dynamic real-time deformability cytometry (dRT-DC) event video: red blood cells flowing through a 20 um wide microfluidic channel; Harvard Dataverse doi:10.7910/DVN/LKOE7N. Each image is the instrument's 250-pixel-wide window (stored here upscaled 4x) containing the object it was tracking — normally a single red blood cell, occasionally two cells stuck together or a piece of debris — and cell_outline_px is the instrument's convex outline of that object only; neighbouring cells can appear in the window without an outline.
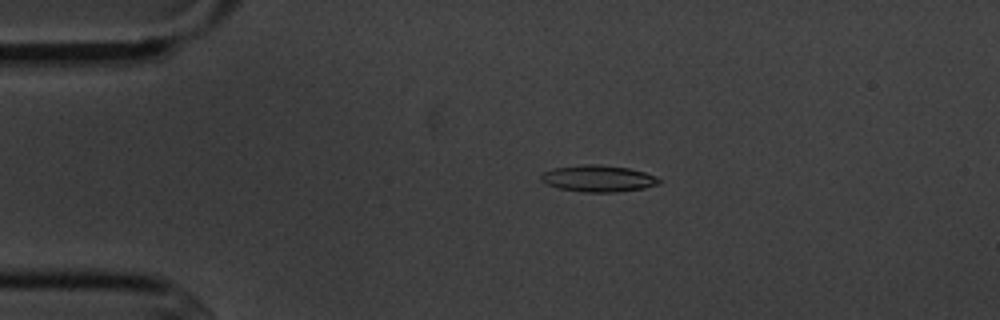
{"species": "common noctule bat (a hibernating species)", "species_latin": "Nyctalus noctula", "temperature_condition": "cold", "stored_images_in_passage": 4, "camera_frame_rate_fps": 3000, "um_per_image_px": 0.085, "animal": {"sex": "male", "body_mass_g": 20.1, "forearm_length_mm": 53.5}, "frame": {"image": 1, "passage_image": 3, "time_ms": 3.333, "image_size_px": [1000, 320], "cell_outline_px": [[660, 184], [644, 188], [616, 192], [584, 192], [560, 188], [548, 184], [540, 180], [540, 176], [544, 172], [556, 168], [584, 164], [600, 164], [628, 168], [644, 172], [656, 176], [660, 180]], "centroid_in_image_um": [50.88, 15.17], "position_along_channel_um": 34.1, "area_um2": 18.15}}